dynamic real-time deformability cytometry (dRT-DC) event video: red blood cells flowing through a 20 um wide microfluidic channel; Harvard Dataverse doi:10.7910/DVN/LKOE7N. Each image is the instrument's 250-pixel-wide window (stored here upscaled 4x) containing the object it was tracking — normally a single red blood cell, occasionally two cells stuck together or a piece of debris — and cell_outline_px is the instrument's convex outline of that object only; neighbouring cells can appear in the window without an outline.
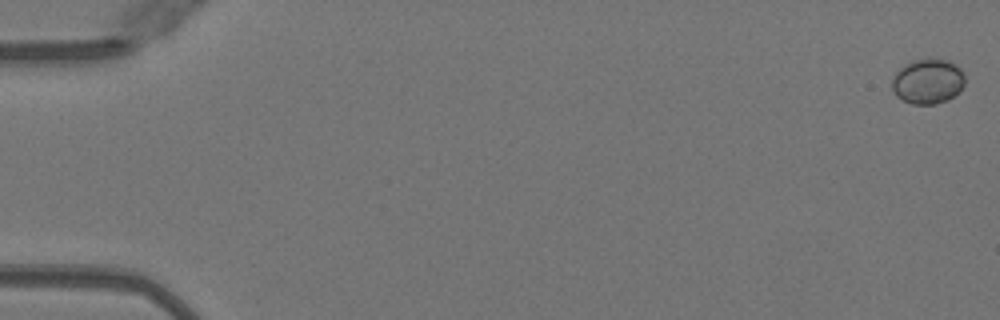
{"species": "Egyptian fruit bat (a non-hibernating species)", "species_latin": "Rousettus aegyptiacus", "temperature_condition": "warm", "stored_images_in_passage": 11, "camera_frame_rate_fps": 3000, "um_per_image_px": 0.085, "animal": {"sex": "female"}, "frame": {"image": 1, "passage_image": 1, "time_ms": 0.0, "image_size_px": [1000, 320], "cell_outline_px": [[964, 84], [960, 92], [948, 100], [936, 104], [912, 104], [896, 96], [892, 92], [892, 80], [896, 72], [904, 64], [912, 60], [924, 56], [936, 56], [948, 60], [956, 64], [960, 68], [964, 76]], "centroid_in_image_um": [78.87, 6.87], "position_along_channel_um": 6.1, "area_um2": 19.83}}